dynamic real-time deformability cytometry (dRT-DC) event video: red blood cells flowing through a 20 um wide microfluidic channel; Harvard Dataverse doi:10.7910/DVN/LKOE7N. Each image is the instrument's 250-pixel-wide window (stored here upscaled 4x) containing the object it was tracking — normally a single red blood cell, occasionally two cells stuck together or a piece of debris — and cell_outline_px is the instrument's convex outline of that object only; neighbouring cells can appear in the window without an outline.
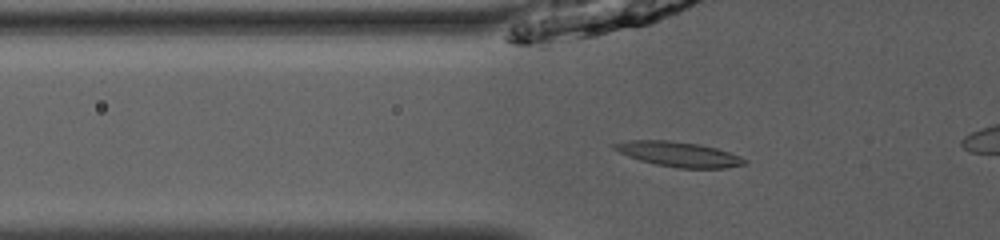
{"species": "common noctule bat (a hibernating species)", "species_latin": "Nyctalus noctula", "temperature_condition": "room temperature", "stored_images_in_passage": 8, "camera_frame_rate_fps": 3000, "um_per_image_px": 0.085, "animal": {"sex": "male", "body_mass_g": 13.0, "forearm_length_mm": 53.1}, "frame": {"image": 1, "passage_image": 5, "time_ms": 1.333, "image_size_px": [1000, 240], "cell_outline_px": [[748, 164], [724, 168], [680, 168], [656, 164], [640, 160], [628, 156], [612, 148], [612, 144], [628, 140], [668, 140], [700, 144], [716, 148], [740, 156], [748, 160]], "centroid_in_image_um": [57.71, 13.1], "position_along_channel_um": 68.1, "area_um2": 18.9}}